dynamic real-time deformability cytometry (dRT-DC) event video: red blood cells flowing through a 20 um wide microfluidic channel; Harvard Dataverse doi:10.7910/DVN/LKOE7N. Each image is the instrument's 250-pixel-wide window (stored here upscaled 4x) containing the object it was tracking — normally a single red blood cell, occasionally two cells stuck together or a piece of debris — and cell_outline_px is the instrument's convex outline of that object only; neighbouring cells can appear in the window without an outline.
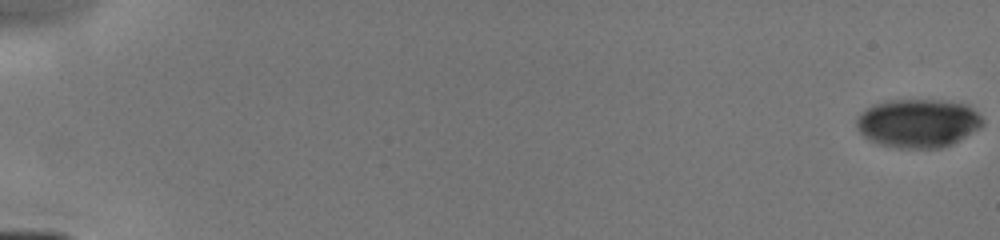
{"species": "human", "species_latin": "Homo sapiens", "temperature_condition": "cold", "stored_images_in_passage": 12, "camera_frame_rate_fps": 3000, "um_per_image_px": 0.085, "donor": {"sex": "male"}, "frame": {"image": 1, "passage_image": 1, "time_ms": 0.0, "image_size_px": [1000, 240], "cell_outline_px": [[984, 124], [980, 128], [952, 144], [940, 148], [896, 148], [876, 144], [868, 140], [856, 128], [856, 120], [860, 112], [872, 104], [888, 100], [944, 100], [968, 104], [984, 120]], "centroid_in_image_um": [78.01, 10.47], "position_along_channel_um": 7.0, "area_um2": 36.18}}
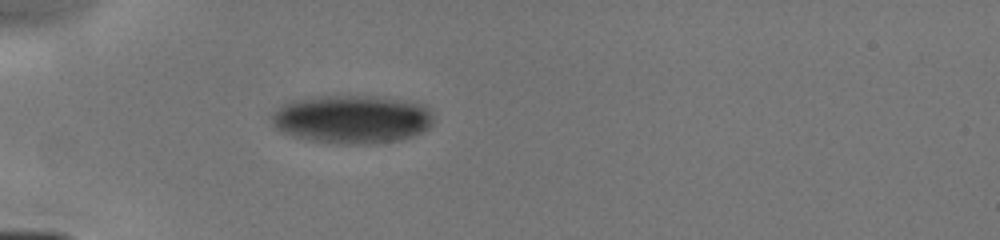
{"frame": {"image": 2, "passage_image": 12, "time_ms": 5.333, "image_size_px": [1000, 240], "cell_outline_px": [[432, 124], [428, 128], [412, 136], [396, 140], [364, 144], [344, 144], [312, 140], [292, 136], [280, 132], [272, 124], [268, 116], [276, 108], [288, 100], [316, 96], [376, 96], [404, 100], [428, 104], [432, 112]], "centroid_in_image_um": [29.87, 10.11], "position_along_channel_um": 55.1, "area_um2": 46.18}}